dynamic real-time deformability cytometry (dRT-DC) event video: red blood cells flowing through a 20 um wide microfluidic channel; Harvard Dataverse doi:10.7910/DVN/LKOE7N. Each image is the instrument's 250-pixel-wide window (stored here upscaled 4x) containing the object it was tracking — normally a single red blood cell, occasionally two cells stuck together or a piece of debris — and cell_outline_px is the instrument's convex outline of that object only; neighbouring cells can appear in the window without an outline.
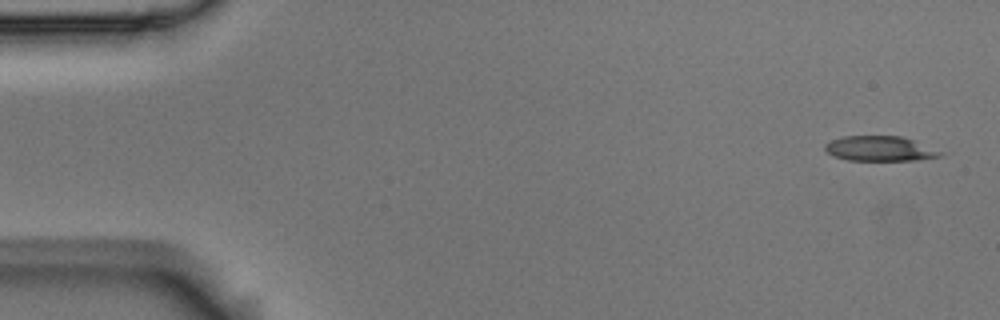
{"species": "Egyptian fruit bat (a non-hibernating species)", "species_latin": "Rousettus aegyptiacus", "temperature_condition": "room temperature", "stored_images_in_passage": 4, "camera_frame_rate_fps": 3000, "um_per_image_px": 0.085, "animal": {"sex": "male"}, "frame": {"image": 1, "passage_image": 1, "time_ms": 0.0, "image_size_px": [1000, 320], "cell_outline_px": [[948, 152], [944, 156], [916, 160], [848, 160], [836, 156], [828, 152], [824, 148], [824, 144], [832, 140], [844, 136], [900, 136]], "centroid_in_image_um": [74.88, 12.63], "position_along_channel_um": 10.1, "area_um2": 16.82}}
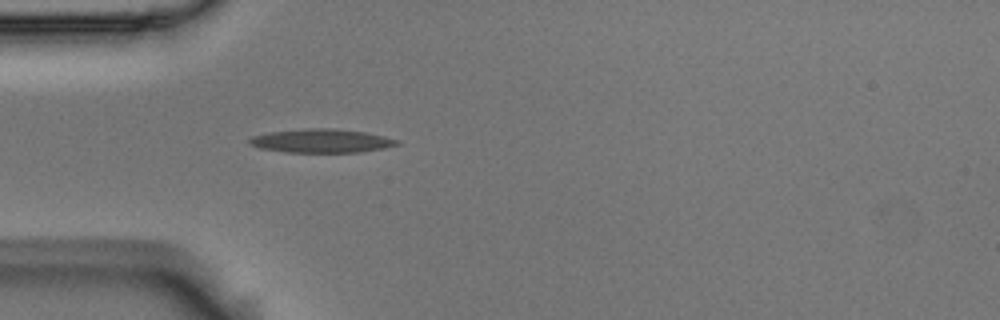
{"frame": {"image": 2, "passage_image": 4, "time_ms": 1.0, "image_size_px": [1000, 320], "cell_outline_px": [[400, 144], [384, 148], [360, 152], [284, 152], [260, 148], [248, 144], [248, 140], [252, 136], [272, 132], [308, 128], [332, 128], [364, 132], [384, 136], [400, 140]], "centroid_in_image_um": [27.33, 11.97], "position_along_channel_um": 57.7, "area_um2": 20.29}}